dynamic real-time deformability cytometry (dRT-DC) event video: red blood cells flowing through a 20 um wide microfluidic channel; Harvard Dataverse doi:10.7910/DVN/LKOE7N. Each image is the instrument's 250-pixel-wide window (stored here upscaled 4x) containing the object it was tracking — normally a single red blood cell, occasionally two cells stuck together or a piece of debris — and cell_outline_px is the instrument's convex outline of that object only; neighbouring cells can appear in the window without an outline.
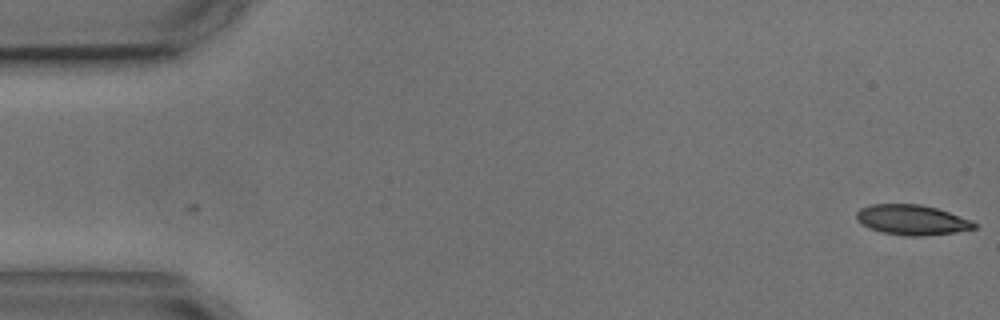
{"species": "common noctule bat (a hibernating species)", "species_latin": "Nyctalus noctula", "temperature_condition": "cold", "stored_images_in_passage": 4, "camera_frame_rate_fps": 3000, "um_per_image_px": 0.085, "animal": {"sex": "male", "body_mass_g": 17.9, "forearm_length_mm": 54.2}, "frame": {"image": 1, "passage_image": 1, "time_ms": 0.0, "image_size_px": [1000, 320], "cell_outline_px": [[980, 224], [976, 228], [956, 232], [924, 236], [904, 236], [880, 232], [868, 228], [856, 220], [856, 212], [860, 208], [872, 204], [920, 204], [936, 208], [972, 220]], "centroid_in_image_um": [77.52, 18.7], "position_along_channel_um": 7.5, "area_um2": 20.92}}
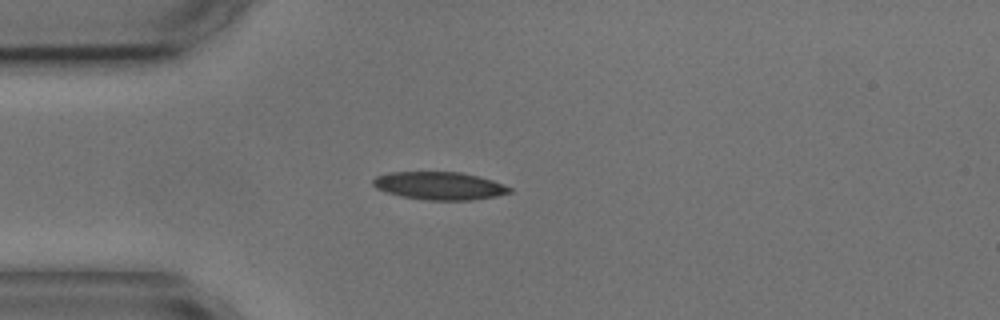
{"frame": {"image": 2, "passage_image": 4, "time_ms": 4.333, "image_size_px": [1000, 320], "cell_outline_px": [[512, 192], [496, 196], [472, 200], [424, 200], [400, 196], [376, 188], [372, 184], [372, 180], [376, 176], [388, 172], [460, 172], [492, 180], [512, 188]], "centroid_in_image_um": [37.33, 15.79], "position_along_channel_um": 47.7, "area_um2": 22.14}}